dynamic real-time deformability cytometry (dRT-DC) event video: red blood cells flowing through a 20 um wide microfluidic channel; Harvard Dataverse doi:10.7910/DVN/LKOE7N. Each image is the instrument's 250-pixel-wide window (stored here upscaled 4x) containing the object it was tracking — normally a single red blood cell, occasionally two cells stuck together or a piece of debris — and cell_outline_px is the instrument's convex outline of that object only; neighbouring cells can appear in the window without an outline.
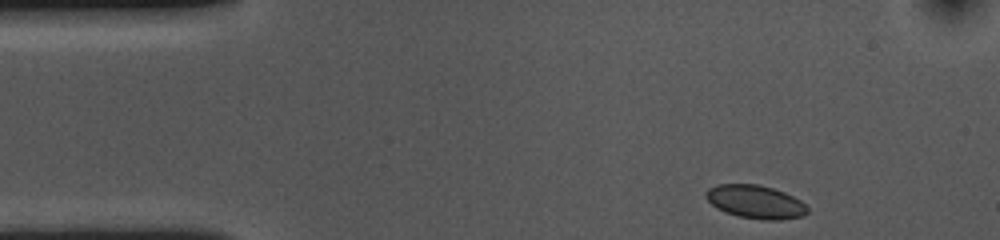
{"species": "common noctule bat (a hibernating species)", "species_latin": "Nyctalus noctula", "temperature_condition": "cold", "stored_images_in_passage": 49, "camera_frame_rate_fps": 3000, "um_per_image_px": 0.085, "animal": {"sex": "female", "body_mass_g": 10.0, "forearm_length_mm": 53.1}, "frame": {"image": 1, "passage_image": 1, "time_ms": 0.0, "image_size_px": [1000, 240], "cell_outline_px": [[808, 212], [804, 216], [780, 220], [764, 220], [740, 216], [724, 212], [716, 208], [704, 196], [704, 192], [708, 188], [716, 184], [756, 184], [772, 188], [784, 192], [800, 200], [808, 208]], "centroid_in_image_um": [64.19, 17.15], "position_along_channel_um": 20.8, "area_um2": 19.77}}
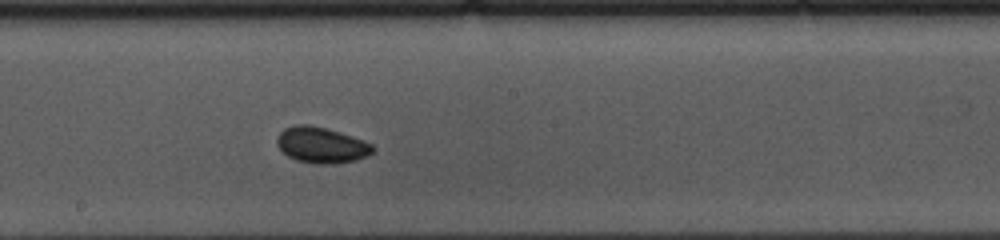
{"frame": {"image": 2, "passage_image": 23, "time_ms": 7.333, "image_size_px": [1000, 240], "cell_outline_px": [[376, 148], [368, 156], [356, 160], [336, 164], [316, 164], [296, 160], [288, 156], [276, 144], [276, 140], [280, 132], [284, 128], [296, 124], [308, 124], [324, 128], [364, 140], [372, 144]], "centroid_in_image_um": [27.33, 12.34], "position_along_channel_um": 220.9, "area_um2": 20.06}}
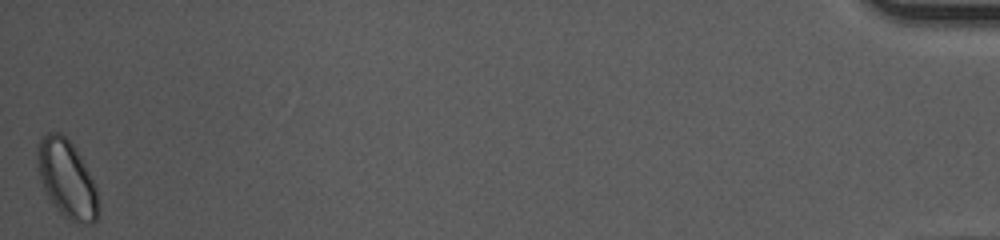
{"frame": {"image": 3, "passage_image": 49, "time_ms": 16.0, "image_size_px": [1000, 240], "cell_outline_px": [[100, 208], [96, 220], [92, 224], [76, 224], [68, 220], [56, 208], [48, 196], [44, 188], [40, 176], [36, 156], [36, 148], [40, 136], [48, 132], [60, 132], [72, 144], [80, 156], [96, 188]], "centroid_in_image_um": [5.68, 15.23], "position_along_channel_um": 429.5, "area_um2": 27.63}, "authors_computed_cell_mechanics": {"area_um2": 19.363, "velocity_mm_per_s": 3.5781, "shape_relaxation_time_tau1_ms": 1.7053, "shape_relaxation_time_tau2_ms": null, "deformation_change_tau1": 0.024, "deformation_change_tau2": null}}